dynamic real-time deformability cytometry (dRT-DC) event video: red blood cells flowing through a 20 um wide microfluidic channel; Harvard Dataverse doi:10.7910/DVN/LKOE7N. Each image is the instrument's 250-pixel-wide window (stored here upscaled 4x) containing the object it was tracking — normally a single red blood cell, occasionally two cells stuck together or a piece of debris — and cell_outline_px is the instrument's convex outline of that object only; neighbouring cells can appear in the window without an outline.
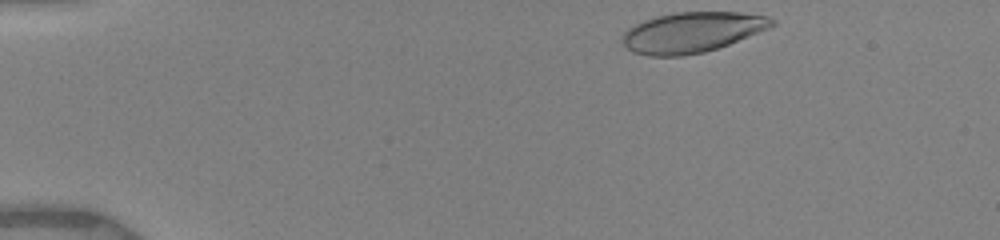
{"species": "human", "species_latin": "Homo sapiens", "temperature_condition": "warm", "stored_images_in_passage": 30, "camera_frame_rate_fps": 3000, "um_per_image_px": 0.085, "donor": {"sex": "female"}, "frame": {"image": 1, "passage_image": 1, "time_ms": 0.0, "image_size_px": [1000, 240], "cell_outline_px": [[776, 24], [768, 28], [728, 44], [704, 52], [680, 56], [648, 56], [632, 52], [624, 44], [624, 32], [632, 24], [656, 16], [676, 12], [740, 12], [768, 16], [776, 20]], "centroid_in_image_um": [58.81, 2.73], "position_along_channel_um": 26.2, "area_um2": 35.03}}
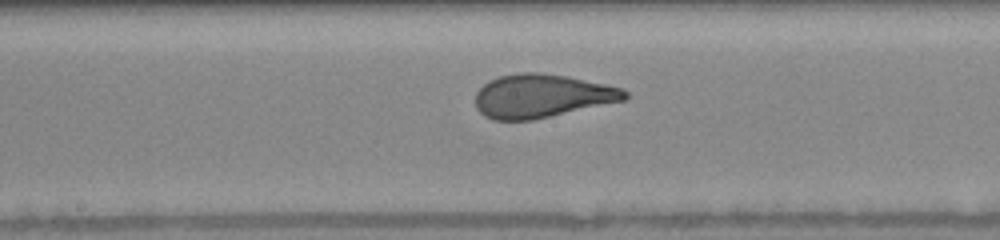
{"frame": {"image": 2, "passage_image": 14, "time_ms": 6.667, "image_size_px": [1000, 240], "cell_outline_px": [[628, 96], [624, 100], [532, 120], [492, 120], [484, 116], [476, 108], [476, 92], [488, 80], [500, 76], [520, 72], [536, 72], [568, 76], [624, 88], [628, 92]], "centroid_in_image_um": [46.04, 8.15], "position_along_channel_um": 202.2, "area_um2": 37.8}}
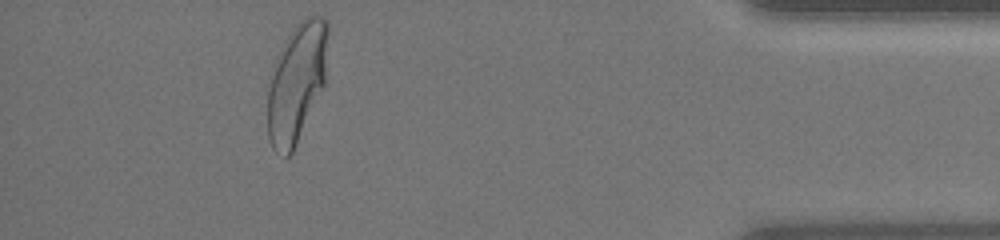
{"frame": {"image": 3, "passage_image": 29, "time_ms": 13.0, "image_size_px": [1000, 240], "cell_outline_px": [[328, 32], [324, 84], [296, 144], [292, 152], [288, 156], [284, 156], [276, 152], [272, 148], [268, 136], [268, 88], [272, 76], [284, 44], [288, 36], [296, 24], [304, 16], [324, 16], [328, 20]], "centroid_in_image_um": [25.23, 7.01], "position_along_channel_um": 410.0, "area_um2": 40.86}, "authors_computed_cell_mechanics": {"area_um2": 37.8879, "velocity_mm_per_s": 3.9535, "shape_relaxation_time_tau1_ms": 3.6255, "shape_relaxation_time_tau2_ms": null, "deformation_change_tau1": 0.1885, "deformation_change_tau2": null}}